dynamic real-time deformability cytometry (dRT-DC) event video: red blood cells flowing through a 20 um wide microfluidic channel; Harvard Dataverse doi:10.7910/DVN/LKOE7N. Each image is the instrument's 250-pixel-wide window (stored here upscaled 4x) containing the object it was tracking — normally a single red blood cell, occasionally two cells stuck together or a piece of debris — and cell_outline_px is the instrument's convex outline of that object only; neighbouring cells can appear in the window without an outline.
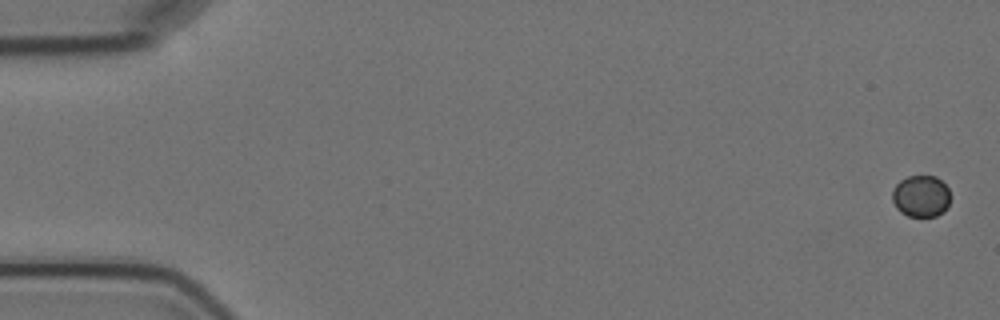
{"species": "Egyptian fruit bat (a non-hibernating species)", "species_latin": "Rousettus aegyptiacus", "temperature_condition": "cold", "stored_images_in_passage": 4, "camera_frame_rate_fps": 3000, "um_per_image_px": 0.085, "animal": {"sex": "female"}, "frame": {"image": 1, "passage_image": 1, "time_ms": 0.0, "image_size_px": [1000, 320], "cell_outline_px": [[948, 204], [944, 212], [936, 216], [908, 216], [900, 212], [896, 208], [892, 200], [892, 188], [900, 180], [908, 176], [936, 176], [948, 188]], "centroid_in_image_um": [78.24, 16.67], "position_along_channel_um": 6.8, "area_um2": 14.1}}
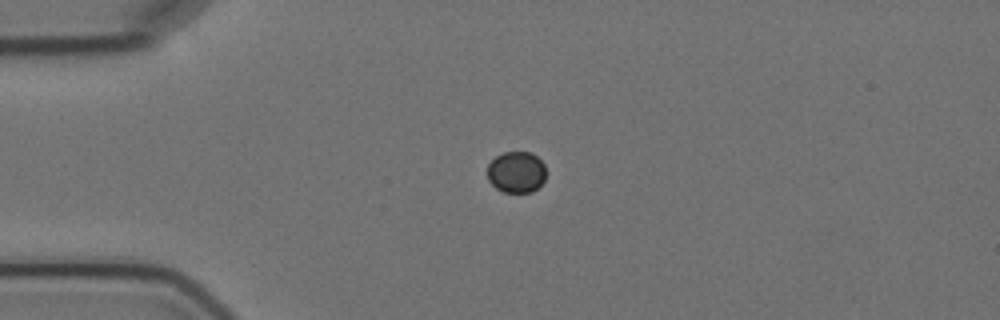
{"frame": {"image": 2, "passage_image": 4, "time_ms": 4.333, "image_size_px": [1000, 320], "cell_outline_px": [[544, 180], [532, 192], [504, 192], [496, 188], [488, 180], [488, 164], [496, 156], [504, 152], [532, 152], [544, 164]], "centroid_in_image_um": [43.87, 14.62], "position_along_channel_um": 41.1, "area_um2": 13.99}}